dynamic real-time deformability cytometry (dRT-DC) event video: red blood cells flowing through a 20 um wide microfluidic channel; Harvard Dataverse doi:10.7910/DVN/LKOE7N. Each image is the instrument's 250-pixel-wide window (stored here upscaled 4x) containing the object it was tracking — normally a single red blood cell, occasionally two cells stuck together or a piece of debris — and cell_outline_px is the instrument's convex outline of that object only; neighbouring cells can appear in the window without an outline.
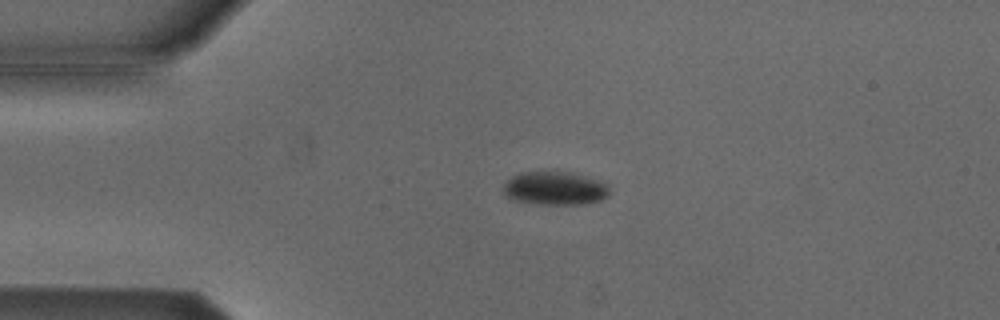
{"species": "Egyptian fruit bat (a non-hibernating species)", "species_latin": "Rousettus aegyptiacus", "temperature_condition": "cold", "stored_images_in_passage": 4, "camera_frame_rate_fps": 3000, "um_per_image_px": 0.085, "animal": {"sex": "male"}, "frame": {"image": 1, "passage_image": 3, "time_ms": 0.667, "image_size_px": [1000, 320], "cell_outline_px": [[608, 196], [600, 200], [584, 204], [536, 204], [512, 200], [504, 196], [500, 188], [512, 176], [520, 172], [568, 172], [596, 180], [608, 184]], "centroid_in_image_um": [47.08, 16.02], "position_along_channel_um": 37.9, "area_um2": 20.69}}